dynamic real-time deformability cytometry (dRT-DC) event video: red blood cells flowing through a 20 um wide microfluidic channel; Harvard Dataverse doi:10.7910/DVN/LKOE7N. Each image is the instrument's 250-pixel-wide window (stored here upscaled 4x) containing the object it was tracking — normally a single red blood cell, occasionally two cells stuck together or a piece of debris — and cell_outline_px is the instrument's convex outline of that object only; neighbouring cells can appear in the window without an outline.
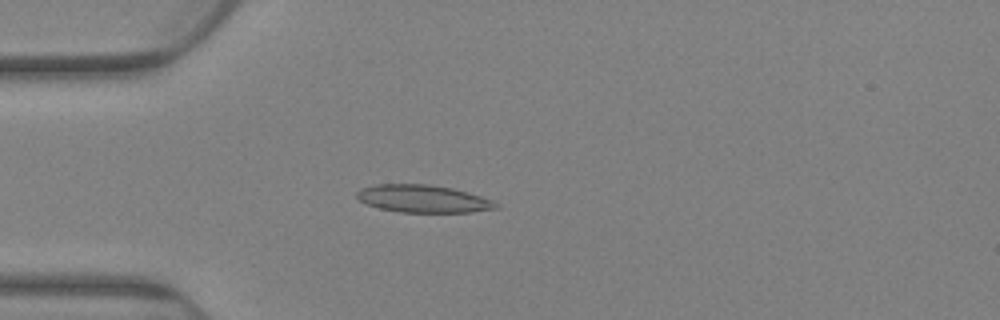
{"species": "Egyptian fruit bat (a non-hibernating species)", "species_latin": "Rousettus aegyptiacus", "temperature_condition": "warm", "stored_images_in_passage": 67, "camera_frame_rate_fps": 3000, "um_per_image_px": 0.085, "animal": {"sex": "female"}, "frame": {"image": 1, "passage_image": 15, "time_ms": 4.667, "image_size_px": [1000, 320], "cell_outline_px": [[500, 208], [472, 212], [400, 212], [380, 208], [364, 204], [356, 196], [356, 192], [360, 188], [376, 184], [428, 184], [452, 188], [468, 192], [492, 200], [500, 204]], "centroid_in_image_um": [35.96, 16.89], "position_along_channel_um": 49.0, "area_um2": 22.48}}
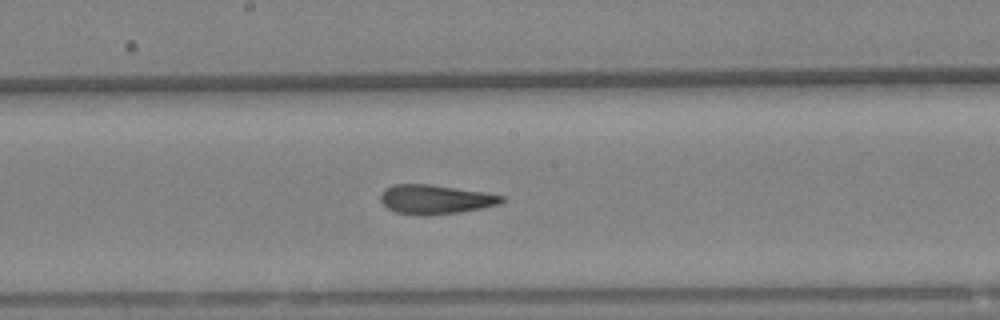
{"frame": {"image": 2, "passage_image": 36, "time_ms": 11.667, "image_size_px": [1000, 320], "cell_outline_px": [[504, 200], [496, 204], [480, 208], [460, 212], [428, 216], [416, 216], [396, 212], [388, 208], [380, 200], [380, 192], [384, 188], [392, 184], [432, 184], [484, 192], [504, 196]], "centroid_in_image_um": [36.93, 16.94], "position_along_channel_um": 211.3, "area_um2": 20.81}}
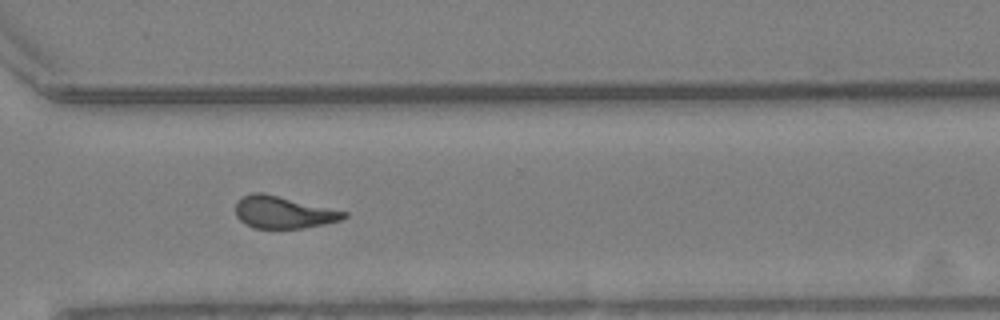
{"frame": {"image": 3, "passage_image": 52, "time_ms": 17.0, "image_size_px": [1000, 320], "cell_outline_px": [[348, 216], [340, 220], [324, 224], [304, 228], [252, 228], [244, 224], [236, 216], [236, 200], [252, 192], [264, 192], [348, 212]], "centroid_in_image_um": [24.06, 18.04], "position_along_channel_um": 346.5, "area_um2": 20.46}, "authors_computed_cell_mechanics": {"area_um2": 20.9814, "velocity_mm_per_s": 2.5361, "shape_relaxation_time_tau1_ms": null, "shape_relaxation_time_tau2_ms": 2.5491, "deformation_change_tau1": null, "deformation_change_tau2": 0.1058}}